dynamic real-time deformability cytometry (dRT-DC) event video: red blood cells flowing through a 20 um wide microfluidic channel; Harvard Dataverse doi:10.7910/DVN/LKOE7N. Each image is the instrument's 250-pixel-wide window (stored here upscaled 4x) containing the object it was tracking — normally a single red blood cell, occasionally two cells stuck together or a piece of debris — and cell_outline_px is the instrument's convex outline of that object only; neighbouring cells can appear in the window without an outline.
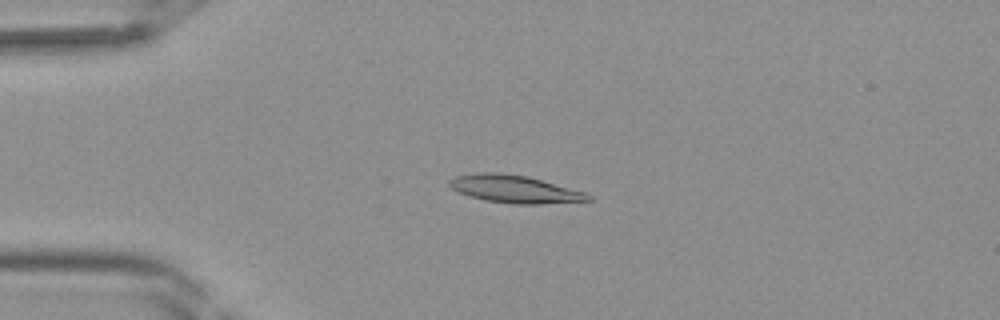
{"species": "Egyptian fruit bat (a non-hibernating species)", "species_latin": "Rousettus aegyptiacus", "temperature_condition": "room temperature", "stored_images_in_passage": 41, "camera_frame_rate_fps": 3000, "um_per_image_px": 0.085, "frame": {"image": 1, "passage_image": 10, "time_ms": 3.0, "image_size_px": [1000, 320], "cell_outline_px": [[592, 200], [540, 204], [512, 204], [484, 200], [468, 196], [452, 188], [448, 184], [448, 180], [456, 176], [480, 172], [496, 172], [528, 176], [584, 192], [592, 196]], "centroid_in_image_um": [43.72, 16.07], "position_along_channel_um": 41.3, "area_um2": 22.25}}
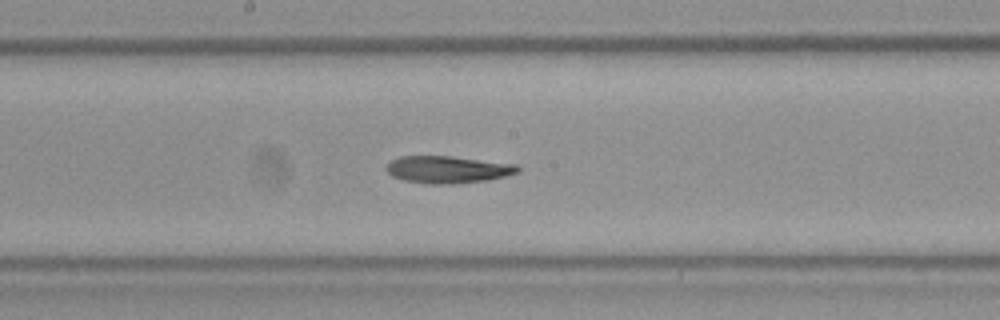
{"frame": {"image": 2, "passage_image": 22, "time_ms": 7.0, "image_size_px": [1000, 320], "cell_outline_px": [[520, 172], [488, 180], [456, 184], [428, 184], [404, 180], [392, 176], [384, 168], [392, 160], [400, 156], [452, 156], [516, 164], [520, 168]], "centroid_in_image_um": [38.07, 14.41], "position_along_channel_um": 210.1, "area_um2": 20.92}}
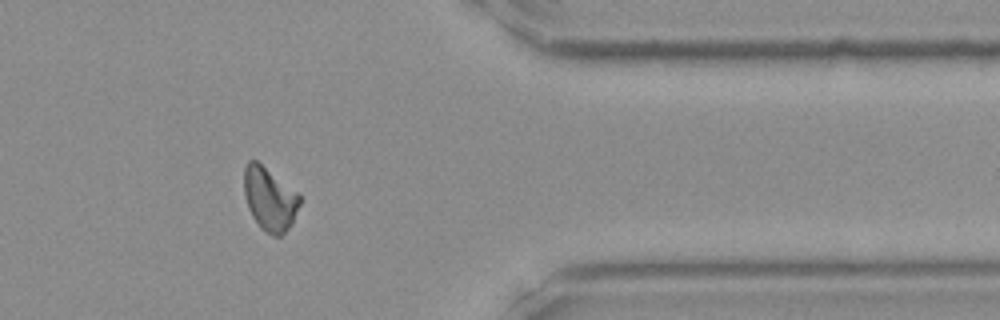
{"frame": {"image": 3, "passage_image": 34, "time_ms": 11.0, "image_size_px": [1000, 320], "cell_outline_px": [[300, 204], [292, 224], [280, 236], [272, 236], [264, 232], [260, 228], [252, 216], [248, 208], [244, 196], [244, 168], [248, 160], [256, 160], [296, 192], [300, 196]], "centroid_in_image_um": [22.89, 16.94], "position_along_channel_um": 388.5, "area_um2": 20.46}}